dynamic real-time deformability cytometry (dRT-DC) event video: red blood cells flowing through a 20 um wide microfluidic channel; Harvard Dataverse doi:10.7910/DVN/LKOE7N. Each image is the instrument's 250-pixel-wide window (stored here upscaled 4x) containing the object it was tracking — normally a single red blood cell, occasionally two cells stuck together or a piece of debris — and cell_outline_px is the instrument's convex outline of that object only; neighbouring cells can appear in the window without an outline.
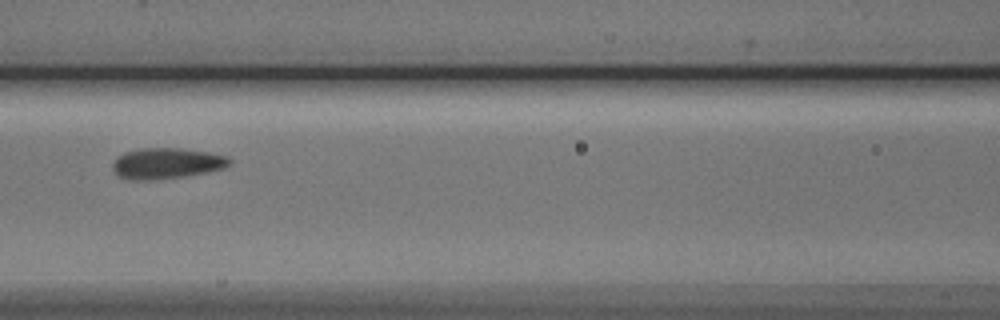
{"species": "Egyptian fruit bat (a non-hibernating species)", "species_latin": "Rousettus aegyptiacus", "temperature_condition": "cold", "stored_images_in_passage": 7, "camera_frame_rate_fps": 3000, "um_per_image_px": 0.085, "animal": {"sex": "male"}, "frame": {"image": 1, "passage_image": 7, "time_ms": 7.667, "image_size_px": [1000, 320], "cell_outline_px": [[232, 164], [224, 168], [208, 172], [188, 176], [152, 180], [128, 180], [116, 176], [112, 168], [112, 164], [116, 156], [124, 152], [140, 148], [180, 148], [208, 152], [228, 156], [232, 160]], "centroid_in_image_um": [14.14, 13.89], "position_along_channel_um": 152.5, "area_um2": 21.5}}